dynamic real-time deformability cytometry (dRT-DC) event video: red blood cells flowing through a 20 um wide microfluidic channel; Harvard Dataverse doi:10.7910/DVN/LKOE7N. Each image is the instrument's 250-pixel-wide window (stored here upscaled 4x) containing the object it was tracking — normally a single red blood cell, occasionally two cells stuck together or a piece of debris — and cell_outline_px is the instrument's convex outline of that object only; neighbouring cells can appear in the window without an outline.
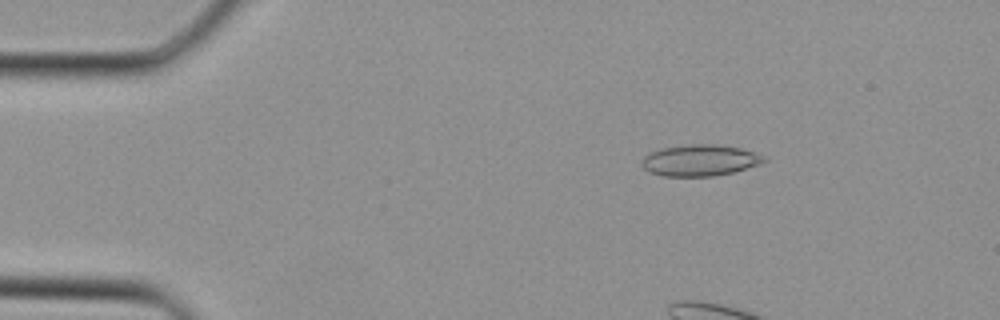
{"species": "Egyptian fruit bat (a non-hibernating species)", "species_latin": "Rousettus aegyptiacus", "temperature_condition": "cold", "stored_images_in_passage": 6, "camera_frame_rate_fps": 3000, "um_per_image_px": 0.085, "animal": {"sex": "female"}, "frame": {"image": 1, "passage_image": 2, "time_ms": 0.333, "image_size_px": [1000, 320], "cell_outline_px": [[768, 160], [732, 172], [712, 176], [664, 176], [648, 172], [640, 164], [640, 160], [648, 152], [660, 148], [688, 144], [716, 144], [740, 148], [756, 152], [764, 156]], "centroid_in_image_um": [59.42, 13.61], "position_along_channel_um": 25.6, "area_um2": 22.37}}